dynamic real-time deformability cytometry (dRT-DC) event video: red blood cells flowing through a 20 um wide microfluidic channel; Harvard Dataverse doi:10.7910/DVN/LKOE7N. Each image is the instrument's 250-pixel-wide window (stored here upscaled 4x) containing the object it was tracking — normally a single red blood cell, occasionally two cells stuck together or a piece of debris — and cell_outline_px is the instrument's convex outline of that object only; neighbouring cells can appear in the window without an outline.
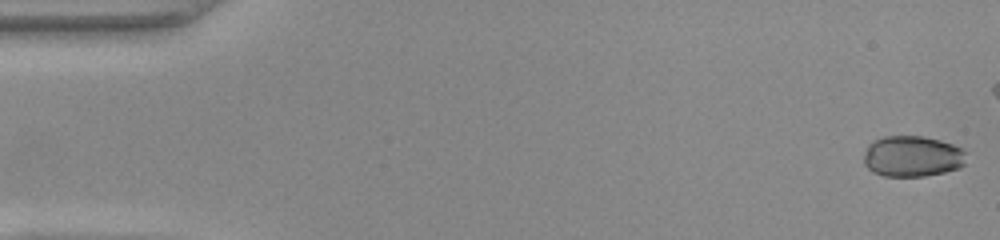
{"species": "common noctule bat (a hibernating species)", "species_latin": "Nyctalus noctula", "temperature_condition": "warm", "stored_images_in_passage": 45, "camera_frame_rate_fps": 3000, "um_per_image_px": 0.085, "animal": {"sex": "female", "body_mass_g": 22.0, "forearm_length_mm": 56.7}, "frame": {"image": 1, "passage_image": 1, "time_ms": 0.0, "image_size_px": [1000, 240], "cell_outline_px": [[964, 164], [956, 168], [944, 172], [924, 176], [884, 176], [872, 172], [864, 164], [864, 152], [868, 144], [872, 140], [884, 136], [924, 136], [940, 140], [952, 144], [960, 148], [964, 152]], "centroid_in_image_um": [77.48, 13.28], "position_along_channel_um": 7.5, "area_um2": 24.45}}
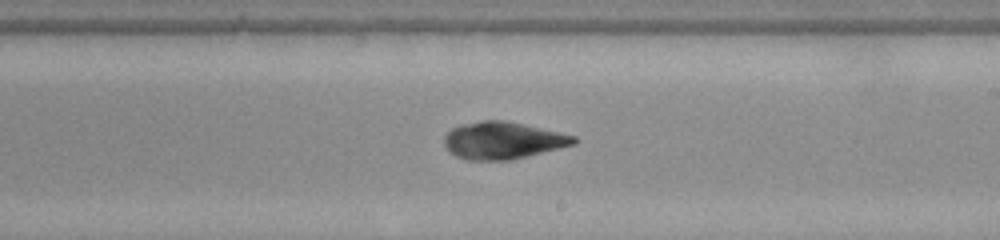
{"frame": {"image": 2, "passage_image": 30, "time_ms": 9.667, "image_size_px": [1000, 240], "cell_outline_px": [[576, 144], [508, 160], [468, 160], [456, 156], [448, 152], [444, 144], [444, 136], [452, 128], [460, 124], [480, 120], [504, 120], [576, 136]], "centroid_in_image_um": [42.68, 11.93], "position_along_channel_um": 246.3, "area_um2": 27.86}}
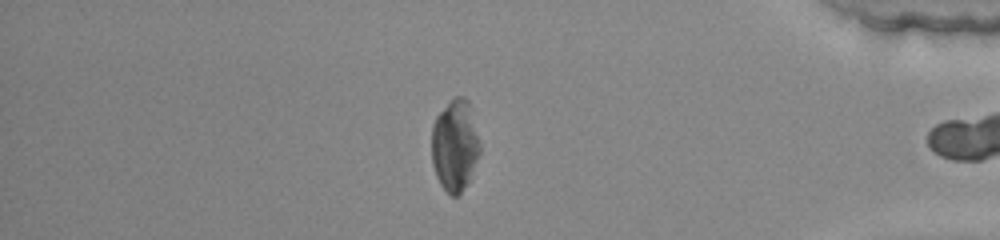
{"frame": {"image": 3, "passage_image": 44, "time_ms": 14.333, "image_size_px": [1000, 240], "cell_outline_px": [[480, 152], [472, 180], [456, 196], [452, 196], [440, 184], [436, 176], [432, 164], [432, 124], [436, 116], [456, 96], [464, 96], [468, 100], [480, 140]], "centroid_in_image_um": [38.69, 12.39], "position_along_channel_um": 396.5, "area_um2": 26.01}}